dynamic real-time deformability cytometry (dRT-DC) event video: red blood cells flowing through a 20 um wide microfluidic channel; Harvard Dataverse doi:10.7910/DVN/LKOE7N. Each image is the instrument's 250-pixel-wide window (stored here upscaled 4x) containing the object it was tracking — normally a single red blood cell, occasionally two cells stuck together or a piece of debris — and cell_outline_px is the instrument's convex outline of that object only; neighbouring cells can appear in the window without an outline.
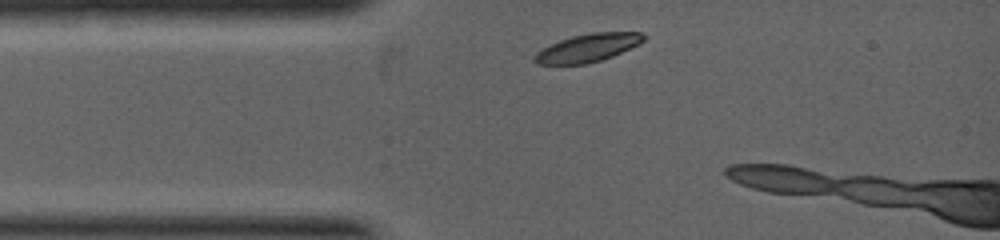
{"species": "common noctule bat (a hibernating species)", "species_latin": "Nyctalus noctula", "temperature_condition": "warm", "stored_images_in_passage": 3, "camera_frame_rate_fps": 5000, "um_per_image_px": 0.085, "animal": {"sex": "female", "body_mass_g": 19.0, "forearm_length_mm": 53.3}, "frame": {"image": 1, "passage_image": 1, "time_ms": 0.0, "image_size_px": [1000, 240], "cell_outline_px": [[648, 36], [640, 44], [612, 56], [600, 60], [584, 64], [536, 64], [532, 60], [532, 56], [536, 52], [560, 40], [572, 36], [592, 32], [644, 32]], "centroid_in_image_um": [49.98, 4.06], "position_along_channel_um": 35.0, "area_um2": 17.86}}